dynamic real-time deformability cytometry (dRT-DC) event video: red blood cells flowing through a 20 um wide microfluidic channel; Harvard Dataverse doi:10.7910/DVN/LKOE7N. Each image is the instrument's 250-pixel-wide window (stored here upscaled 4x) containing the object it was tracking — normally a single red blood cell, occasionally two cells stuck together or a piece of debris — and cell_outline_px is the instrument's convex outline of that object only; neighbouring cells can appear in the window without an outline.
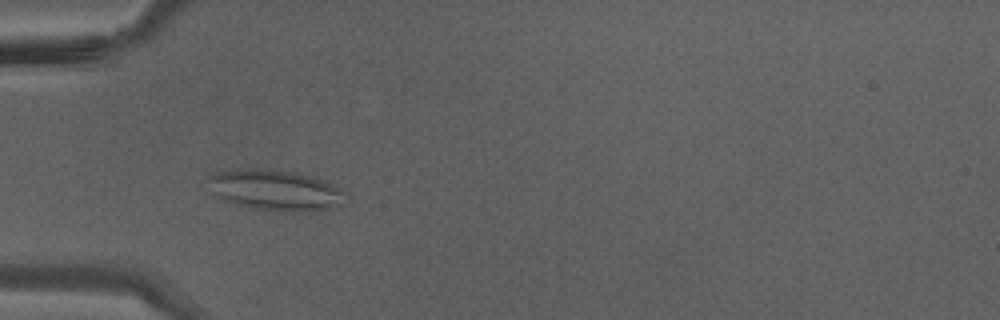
{"species": "Egyptian fruit bat (a non-hibernating species)", "species_latin": "Rousettus aegyptiacus", "temperature_condition": "warm", "stored_images_in_passage": 40, "camera_frame_rate_fps": 3000, "um_per_image_px": 0.085, "animal": {"sex": "male"}, "frame": {"image": 1, "passage_image": 12, "time_ms": 3.667, "image_size_px": [1000, 320], "cell_outline_px": [[344, 204], [328, 208], [300, 212], [284, 212], [256, 208], [236, 204], [224, 200], [216, 196], [212, 192], [208, 180], [208, 176], [212, 172], [228, 168], [268, 168], [296, 172], [312, 176], [340, 188]], "centroid_in_image_um": [23.3, 16.13], "position_along_channel_um": 61.7, "area_um2": 32.77}}
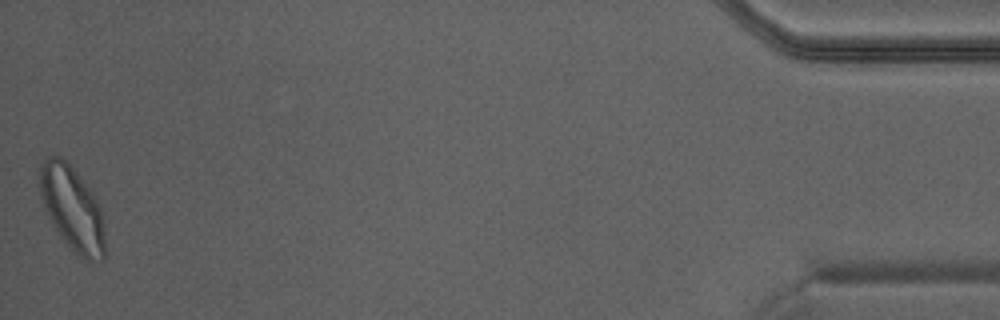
{"frame": {"image": 2, "passage_image": 40, "time_ms": 13.0, "image_size_px": [1000, 320], "cell_outline_px": [[104, 256], [88, 260], [84, 260], [64, 244], [48, 216], [40, 192], [40, 164], [48, 156], [60, 156], [76, 172], [88, 188], [96, 200], [100, 208], [104, 224]], "centroid_in_image_um": [6.12, 17.73], "position_along_channel_um": 429.1, "area_um2": 31.44}}